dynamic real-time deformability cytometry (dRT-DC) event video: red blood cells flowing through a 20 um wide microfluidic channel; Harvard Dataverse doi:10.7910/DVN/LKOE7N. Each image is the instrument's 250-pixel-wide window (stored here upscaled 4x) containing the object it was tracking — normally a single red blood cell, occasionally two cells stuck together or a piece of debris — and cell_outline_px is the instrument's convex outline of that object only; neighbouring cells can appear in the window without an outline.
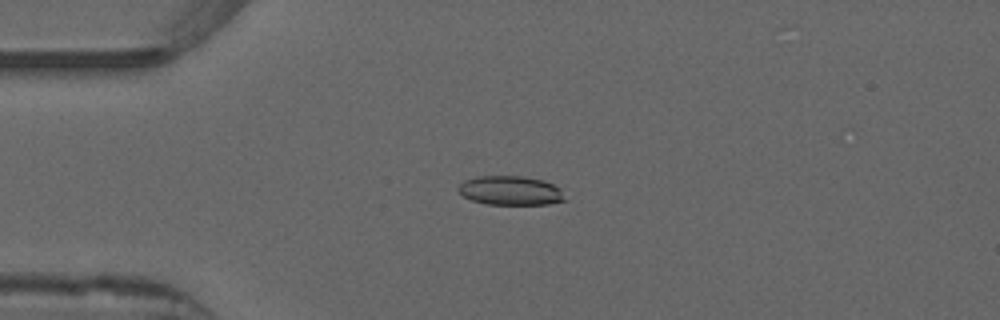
{"species": "common noctule bat (a hibernating species)", "species_latin": "Nyctalus noctula", "temperature_condition": "warm", "stored_images_in_passage": 52, "camera_frame_rate_fps": 3000, "um_per_image_px": 0.085, "animal": {"sex": "male", "forearm_length_mm": 52.5}, "frame": {"image": 1, "passage_image": 12, "time_ms": 3.667, "image_size_px": [1000, 320], "cell_outline_px": [[568, 200], [548, 204], [488, 204], [472, 200], [464, 196], [456, 188], [464, 180], [476, 176], [524, 176], [544, 180], [560, 188]], "centroid_in_image_um": [43.41, 16.19], "position_along_channel_um": 41.6, "area_um2": 18.21}}
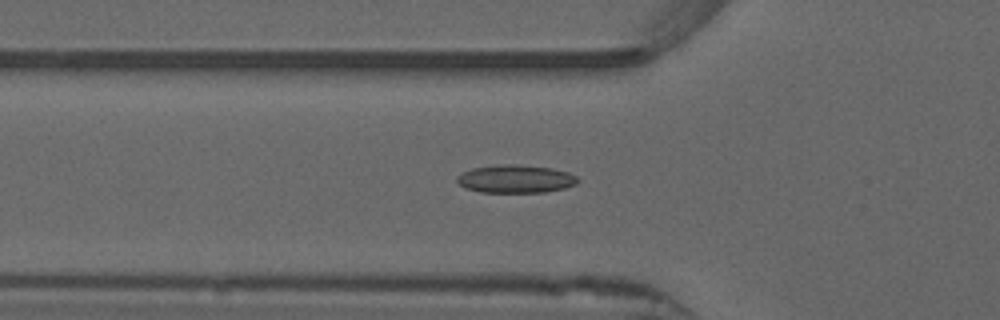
{"frame": {"image": 2, "passage_image": 17, "time_ms": 5.333, "image_size_px": [1000, 320], "cell_outline_px": [[580, 180], [576, 184], [564, 188], [544, 192], [480, 192], [464, 188], [456, 180], [456, 176], [472, 168], [496, 164], [512, 164], [552, 168], [568, 172], [576, 176]], "centroid_in_image_um": [43.81, 15.2], "position_along_channel_um": 82.0, "area_um2": 19.77}}
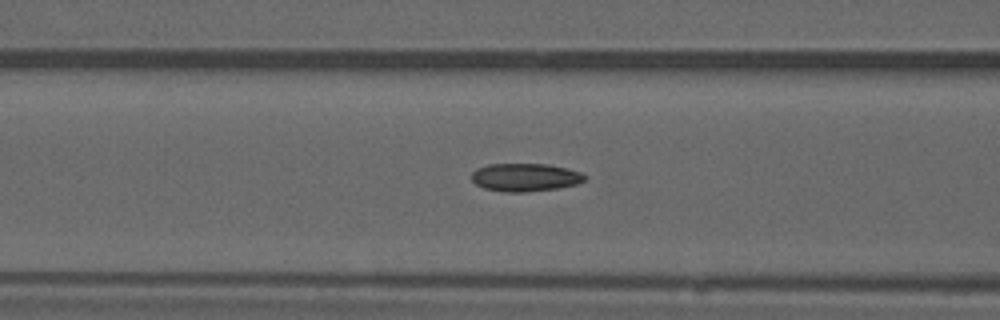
{"frame": {"image": 3, "passage_image": 20, "time_ms": 6.333, "image_size_px": [1000, 320], "cell_outline_px": [[588, 176], [584, 180], [576, 184], [556, 188], [524, 192], [504, 192], [484, 188], [476, 184], [472, 180], [472, 172], [476, 168], [488, 164], [548, 164], [568, 168], [580, 172]], "centroid_in_image_um": [44.63, 15.06], "position_along_channel_um": 122.0, "area_um2": 18.5}, "authors_computed_cell_mechanics": {"area_um2": 18.2937, "velocity_mm_per_s": 3.9336, "shape_relaxation_time_tau1_ms": null, "shape_relaxation_time_tau2_ms": 3.0189, "deformation_change_tau1": null, "deformation_change_tau2": 0.0806}}